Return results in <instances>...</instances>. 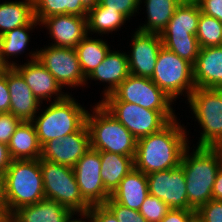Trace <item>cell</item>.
I'll use <instances>...</instances> for the list:
<instances>
[{"label":"cell","mask_w":222,"mask_h":222,"mask_svg":"<svg viewBox=\"0 0 222 222\" xmlns=\"http://www.w3.org/2000/svg\"><path fill=\"white\" fill-rule=\"evenodd\" d=\"M170 121L160 131L141 137L136 143L134 168L148 175L172 169L181 164L189 145L187 131L181 123Z\"/></svg>","instance_id":"1"},{"label":"cell","mask_w":222,"mask_h":222,"mask_svg":"<svg viewBox=\"0 0 222 222\" xmlns=\"http://www.w3.org/2000/svg\"><path fill=\"white\" fill-rule=\"evenodd\" d=\"M189 154L188 146L181 165L186 179L189 205L196 211L212 199L214 181L222 165V153L218 147H195Z\"/></svg>","instance_id":"2"},{"label":"cell","mask_w":222,"mask_h":222,"mask_svg":"<svg viewBox=\"0 0 222 222\" xmlns=\"http://www.w3.org/2000/svg\"><path fill=\"white\" fill-rule=\"evenodd\" d=\"M4 176L8 218L20 207L45 199L40 158L12 160Z\"/></svg>","instance_id":"3"},{"label":"cell","mask_w":222,"mask_h":222,"mask_svg":"<svg viewBox=\"0 0 222 222\" xmlns=\"http://www.w3.org/2000/svg\"><path fill=\"white\" fill-rule=\"evenodd\" d=\"M92 109L86 116L90 148L135 157L137 139L100 102Z\"/></svg>","instance_id":"4"},{"label":"cell","mask_w":222,"mask_h":222,"mask_svg":"<svg viewBox=\"0 0 222 222\" xmlns=\"http://www.w3.org/2000/svg\"><path fill=\"white\" fill-rule=\"evenodd\" d=\"M40 115L31 121L41 146L51 139L63 138L79 131L86 124L88 111L69 93L60 101H51Z\"/></svg>","instance_id":"5"},{"label":"cell","mask_w":222,"mask_h":222,"mask_svg":"<svg viewBox=\"0 0 222 222\" xmlns=\"http://www.w3.org/2000/svg\"><path fill=\"white\" fill-rule=\"evenodd\" d=\"M188 104L199 125V147H219L222 144V89L195 88Z\"/></svg>","instance_id":"6"},{"label":"cell","mask_w":222,"mask_h":222,"mask_svg":"<svg viewBox=\"0 0 222 222\" xmlns=\"http://www.w3.org/2000/svg\"><path fill=\"white\" fill-rule=\"evenodd\" d=\"M44 196L54 200L72 212L88 211L91 207L81 196L74 170L40 158Z\"/></svg>","instance_id":"7"},{"label":"cell","mask_w":222,"mask_h":222,"mask_svg":"<svg viewBox=\"0 0 222 222\" xmlns=\"http://www.w3.org/2000/svg\"><path fill=\"white\" fill-rule=\"evenodd\" d=\"M150 79L174 101L184 93L188 99L196 88L193 64L164 46L159 50L155 70Z\"/></svg>","instance_id":"8"},{"label":"cell","mask_w":222,"mask_h":222,"mask_svg":"<svg viewBox=\"0 0 222 222\" xmlns=\"http://www.w3.org/2000/svg\"><path fill=\"white\" fill-rule=\"evenodd\" d=\"M138 140L160 131L177 117L174 111L145 109L129 102H100Z\"/></svg>","instance_id":"9"},{"label":"cell","mask_w":222,"mask_h":222,"mask_svg":"<svg viewBox=\"0 0 222 222\" xmlns=\"http://www.w3.org/2000/svg\"><path fill=\"white\" fill-rule=\"evenodd\" d=\"M99 102H129L145 109L156 111H174V104L150 78L129 75L112 94ZM173 102V104H172Z\"/></svg>","instance_id":"10"},{"label":"cell","mask_w":222,"mask_h":222,"mask_svg":"<svg viewBox=\"0 0 222 222\" xmlns=\"http://www.w3.org/2000/svg\"><path fill=\"white\" fill-rule=\"evenodd\" d=\"M38 51L37 60L55 77L62 88H76L88 84L81 71L75 48L44 46Z\"/></svg>","instance_id":"11"},{"label":"cell","mask_w":222,"mask_h":222,"mask_svg":"<svg viewBox=\"0 0 222 222\" xmlns=\"http://www.w3.org/2000/svg\"><path fill=\"white\" fill-rule=\"evenodd\" d=\"M146 176L149 195L161 199L171 209L194 210L188 202L186 179L181 164Z\"/></svg>","instance_id":"12"},{"label":"cell","mask_w":222,"mask_h":222,"mask_svg":"<svg viewBox=\"0 0 222 222\" xmlns=\"http://www.w3.org/2000/svg\"><path fill=\"white\" fill-rule=\"evenodd\" d=\"M100 167V151L91 148L73 167L80 194L90 206L104 204L111 196L105 190Z\"/></svg>","instance_id":"13"},{"label":"cell","mask_w":222,"mask_h":222,"mask_svg":"<svg viewBox=\"0 0 222 222\" xmlns=\"http://www.w3.org/2000/svg\"><path fill=\"white\" fill-rule=\"evenodd\" d=\"M29 55L30 60L22 65L15 63L13 67L22 75L33 95L41 103L45 100L51 102L53 95V102L64 99L67 92H62L63 88L55 77L37 60L38 49Z\"/></svg>","instance_id":"14"},{"label":"cell","mask_w":222,"mask_h":222,"mask_svg":"<svg viewBox=\"0 0 222 222\" xmlns=\"http://www.w3.org/2000/svg\"><path fill=\"white\" fill-rule=\"evenodd\" d=\"M90 148V133L85 124L79 131L51 139L42 146L41 159L71 168Z\"/></svg>","instance_id":"15"},{"label":"cell","mask_w":222,"mask_h":222,"mask_svg":"<svg viewBox=\"0 0 222 222\" xmlns=\"http://www.w3.org/2000/svg\"><path fill=\"white\" fill-rule=\"evenodd\" d=\"M131 53L127 55L129 73L137 77L151 78L163 46L160 34L145 33L136 30L131 39Z\"/></svg>","instance_id":"16"},{"label":"cell","mask_w":222,"mask_h":222,"mask_svg":"<svg viewBox=\"0 0 222 222\" xmlns=\"http://www.w3.org/2000/svg\"><path fill=\"white\" fill-rule=\"evenodd\" d=\"M45 26L54 43L51 46L75 48L87 36V17L72 14L53 15L45 18Z\"/></svg>","instance_id":"17"},{"label":"cell","mask_w":222,"mask_h":222,"mask_svg":"<svg viewBox=\"0 0 222 222\" xmlns=\"http://www.w3.org/2000/svg\"><path fill=\"white\" fill-rule=\"evenodd\" d=\"M7 85L11 99L10 113L23 122L32 121L42 103L33 95L22 75L14 67L7 69Z\"/></svg>","instance_id":"18"},{"label":"cell","mask_w":222,"mask_h":222,"mask_svg":"<svg viewBox=\"0 0 222 222\" xmlns=\"http://www.w3.org/2000/svg\"><path fill=\"white\" fill-rule=\"evenodd\" d=\"M193 68L196 88L222 89V46L200 48Z\"/></svg>","instance_id":"19"},{"label":"cell","mask_w":222,"mask_h":222,"mask_svg":"<svg viewBox=\"0 0 222 222\" xmlns=\"http://www.w3.org/2000/svg\"><path fill=\"white\" fill-rule=\"evenodd\" d=\"M127 53L110 50L105 59L86 78V81L97 80L107 83L109 86L102 92L103 98L113 91L130 75Z\"/></svg>","instance_id":"20"},{"label":"cell","mask_w":222,"mask_h":222,"mask_svg":"<svg viewBox=\"0 0 222 222\" xmlns=\"http://www.w3.org/2000/svg\"><path fill=\"white\" fill-rule=\"evenodd\" d=\"M73 213L60 203L43 199L35 204L20 207L8 218L11 222H65Z\"/></svg>","instance_id":"21"},{"label":"cell","mask_w":222,"mask_h":222,"mask_svg":"<svg viewBox=\"0 0 222 222\" xmlns=\"http://www.w3.org/2000/svg\"><path fill=\"white\" fill-rule=\"evenodd\" d=\"M148 180L146 174L133 168L119 183L111 198L133 210L139 211L147 195Z\"/></svg>","instance_id":"22"},{"label":"cell","mask_w":222,"mask_h":222,"mask_svg":"<svg viewBox=\"0 0 222 222\" xmlns=\"http://www.w3.org/2000/svg\"><path fill=\"white\" fill-rule=\"evenodd\" d=\"M200 14V7L195 0H183L161 32V38L196 36Z\"/></svg>","instance_id":"23"},{"label":"cell","mask_w":222,"mask_h":222,"mask_svg":"<svg viewBox=\"0 0 222 222\" xmlns=\"http://www.w3.org/2000/svg\"><path fill=\"white\" fill-rule=\"evenodd\" d=\"M7 146L12 160L41 158L42 146L31 121L19 124Z\"/></svg>","instance_id":"24"},{"label":"cell","mask_w":222,"mask_h":222,"mask_svg":"<svg viewBox=\"0 0 222 222\" xmlns=\"http://www.w3.org/2000/svg\"><path fill=\"white\" fill-rule=\"evenodd\" d=\"M100 159V175L105 190L111 195L120 181L134 168V157L101 151Z\"/></svg>","instance_id":"25"},{"label":"cell","mask_w":222,"mask_h":222,"mask_svg":"<svg viewBox=\"0 0 222 222\" xmlns=\"http://www.w3.org/2000/svg\"><path fill=\"white\" fill-rule=\"evenodd\" d=\"M183 0H145L147 21L136 30L145 33L161 32L166 28L177 7Z\"/></svg>","instance_id":"26"},{"label":"cell","mask_w":222,"mask_h":222,"mask_svg":"<svg viewBox=\"0 0 222 222\" xmlns=\"http://www.w3.org/2000/svg\"><path fill=\"white\" fill-rule=\"evenodd\" d=\"M34 19L33 0L7 1L0 4V36Z\"/></svg>","instance_id":"27"},{"label":"cell","mask_w":222,"mask_h":222,"mask_svg":"<svg viewBox=\"0 0 222 222\" xmlns=\"http://www.w3.org/2000/svg\"><path fill=\"white\" fill-rule=\"evenodd\" d=\"M128 19L118 11L108 9L98 2L94 7L88 9L87 34L91 32L99 35L112 33L121 28Z\"/></svg>","instance_id":"28"},{"label":"cell","mask_w":222,"mask_h":222,"mask_svg":"<svg viewBox=\"0 0 222 222\" xmlns=\"http://www.w3.org/2000/svg\"><path fill=\"white\" fill-rule=\"evenodd\" d=\"M87 36L75 47L80 68L85 78L100 65L111 50L105 40Z\"/></svg>","instance_id":"29"},{"label":"cell","mask_w":222,"mask_h":222,"mask_svg":"<svg viewBox=\"0 0 222 222\" xmlns=\"http://www.w3.org/2000/svg\"><path fill=\"white\" fill-rule=\"evenodd\" d=\"M37 25L41 26L34 18L29 24L16 27L0 36L1 56L8 66L13 67L16 63L15 61L11 63V60L9 62L8 58L13 56V58H15L19 54H22V52L24 53L31 38L29 36V31H33V28L35 29Z\"/></svg>","instance_id":"30"},{"label":"cell","mask_w":222,"mask_h":222,"mask_svg":"<svg viewBox=\"0 0 222 222\" xmlns=\"http://www.w3.org/2000/svg\"><path fill=\"white\" fill-rule=\"evenodd\" d=\"M34 18L41 23L53 15L72 14L87 17L88 8L81 0H33Z\"/></svg>","instance_id":"31"},{"label":"cell","mask_w":222,"mask_h":222,"mask_svg":"<svg viewBox=\"0 0 222 222\" xmlns=\"http://www.w3.org/2000/svg\"><path fill=\"white\" fill-rule=\"evenodd\" d=\"M196 37L201 48L222 46V22L201 12Z\"/></svg>","instance_id":"32"},{"label":"cell","mask_w":222,"mask_h":222,"mask_svg":"<svg viewBox=\"0 0 222 222\" xmlns=\"http://www.w3.org/2000/svg\"><path fill=\"white\" fill-rule=\"evenodd\" d=\"M161 40L165 48L193 65L195 64L201 48L196 36L161 38Z\"/></svg>","instance_id":"33"},{"label":"cell","mask_w":222,"mask_h":222,"mask_svg":"<svg viewBox=\"0 0 222 222\" xmlns=\"http://www.w3.org/2000/svg\"><path fill=\"white\" fill-rule=\"evenodd\" d=\"M171 208L157 197L147 195L143 201L139 213L148 222H160Z\"/></svg>","instance_id":"34"},{"label":"cell","mask_w":222,"mask_h":222,"mask_svg":"<svg viewBox=\"0 0 222 222\" xmlns=\"http://www.w3.org/2000/svg\"><path fill=\"white\" fill-rule=\"evenodd\" d=\"M104 205L114 214L119 222H148L139 211L125 207L115 202L111 197Z\"/></svg>","instance_id":"35"},{"label":"cell","mask_w":222,"mask_h":222,"mask_svg":"<svg viewBox=\"0 0 222 222\" xmlns=\"http://www.w3.org/2000/svg\"><path fill=\"white\" fill-rule=\"evenodd\" d=\"M99 2L108 9L122 13L130 20L133 14L139 13L142 0H100Z\"/></svg>","instance_id":"36"},{"label":"cell","mask_w":222,"mask_h":222,"mask_svg":"<svg viewBox=\"0 0 222 222\" xmlns=\"http://www.w3.org/2000/svg\"><path fill=\"white\" fill-rule=\"evenodd\" d=\"M195 212L201 222H222V200L211 199Z\"/></svg>","instance_id":"37"},{"label":"cell","mask_w":222,"mask_h":222,"mask_svg":"<svg viewBox=\"0 0 222 222\" xmlns=\"http://www.w3.org/2000/svg\"><path fill=\"white\" fill-rule=\"evenodd\" d=\"M21 120L12 113H0V142L8 144Z\"/></svg>","instance_id":"38"},{"label":"cell","mask_w":222,"mask_h":222,"mask_svg":"<svg viewBox=\"0 0 222 222\" xmlns=\"http://www.w3.org/2000/svg\"><path fill=\"white\" fill-rule=\"evenodd\" d=\"M202 13L222 22V0H195Z\"/></svg>","instance_id":"39"},{"label":"cell","mask_w":222,"mask_h":222,"mask_svg":"<svg viewBox=\"0 0 222 222\" xmlns=\"http://www.w3.org/2000/svg\"><path fill=\"white\" fill-rule=\"evenodd\" d=\"M88 211L91 213L92 222H119L104 204L93 205Z\"/></svg>","instance_id":"40"},{"label":"cell","mask_w":222,"mask_h":222,"mask_svg":"<svg viewBox=\"0 0 222 222\" xmlns=\"http://www.w3.org/2000/svg\"><path fill=\"white\" fill-rule=\"evenodd\" d=\"M10 93L7 85V69L0 71V113L10 112Z\"/></svg>","instance_id":"41"},{"label":"cell","mask_w":222,"mask_h":222,"mask_svg":"<svg viewBox=\"0 0 222 222\" xmlns=\"http://www.w3.org/2000/svg\"><path fill=\"white\" fill-rule=\"evenodd\" d=\"M195 214V210L171 209L160 222H188Z\"/></svg>","instance_id":"42"},{"label":"cell","mask_w":222,"mask_h":222,"mask_svg":"<svg viewBox=\"0 0 222 222\" xmlns=\"http://www.w3.org/2000/svg\"><path fill=\"white\" fill-rule=\"evenodd\" d=\"M0 214L8 219V205L6 199L5 176L0 173Z\"/></svg>","instance_id":"43"},{"label":"cell","mask_w":222,"mask_h":222,"mask_svg":"<svg viewBox=\"0 0 222 222\" xmlns=\"http://www.w3.org/2000/svg\"><path fill=\"white\" fill-rule=\"evenodd\" d=\"M12 159L9 155L8 146L0 142V173H5Z\"/></svg>","instance_id":"44"},{"label":"cell","mask_w":222,"mask_h":222,"mask_svg":"<svg viewBox=\"0 0 222 222\" xmlns=\"http://www.w3.org/2000/svg\"><path fill=\"white\" fill-rule=\"evenodd\" d=\"M212 199L222 200V165L219 168L214 181V187L212 190Z\"/></svg>","instance_id":"45"},{"label":"cell","mask_w":222,"mask_h":222,"mask_svg":"<svg viewBox=\"0 0 222 222\" xmlns=\"http://www.w3.org/2000/svg\"><path fill=\"white\" fill-rule=\"evenodd\" d=\"M76 214H79V215H77L78 217L80 216V218L78 220L73 217L74 215L76 216ZM72 218H74V219H72ZM83 219H87V220H83ZM65 222H92L91 213L89 211L73 212L69 215V217L66 219Z\"/></svg>","instance_id":"46"},{"label":"cell","mask_w":222,"mask_h":222,"mask_svg":"<svg viewBox=\"0 0 222 222\" xmlns=\"http://www.w3.org/2000/svg\"><path fill=\"white\" fill-rule=\"evenodd\" d=\"M82 3L89 9L94 7L100 0H81Z\"/></svg>","instance_id":"47"},{"label":"cell","mask_w":222,"mask_h":222,"mask_svg":"<svg viewBox=\"0 0 222 222\" xmlns=\"http://www.w3.org/2000/svg\"><path fill=\"white\" fill-rule=\"evenodd\" d=\"M10 66H8L4 60L2 59V56H1V45H0V71L2 70H6L8 69Z\"/></svg>","instance_id":"48"},{"label":"cell","mask_w":222,"mask_h":222,"mask_svg":"<svg viewBox=\"0 0 222 222\" xmlns=\"http://www.w3.org/2000/svg\"><path fill=\"white\" fill-rule=\"evenodd\" d=\"M188 222H201L200 218L195 214Z\"/></svg>","instance_id":"49"},{"label":"cell","mask_w":222,"mask_h":222,"mask_svg":"<svg viewBox=\"0 0 222 222\" xmlns=\"http://www.w3.org/2000/svg\"><path fill=\"white\" fill-rule=\"evenodd\" d=\"M5 218L0 214V222H3Z\"/></svg>","instance_id":"50"},{"label":"cell","mask_w":222,"mask_h":222,"mask_svg":"<svg viewBox=\"0 0 222 222\" xmlns=\"http://www.w3.org/2000/svg\"><path fill=\"white\" fill-rule=\"evenodd\" d=\"M218 148H219V150H220L221 153H222V144H221Z\"/></svg>","instance_id":"51"},{"label":"cell","mask_w":222,"mask_h":222,"mask_svg":"<svg viewBox=\"0 0 222 222\" xmlns=\"http://www.w3.org/2000/svg\"><path fill=\"white\" fill-rule=\"evenodd\" d=\"M3 222H11L9 219H5Z\"/></svg>","instance_id":"52"}]
</instances>
